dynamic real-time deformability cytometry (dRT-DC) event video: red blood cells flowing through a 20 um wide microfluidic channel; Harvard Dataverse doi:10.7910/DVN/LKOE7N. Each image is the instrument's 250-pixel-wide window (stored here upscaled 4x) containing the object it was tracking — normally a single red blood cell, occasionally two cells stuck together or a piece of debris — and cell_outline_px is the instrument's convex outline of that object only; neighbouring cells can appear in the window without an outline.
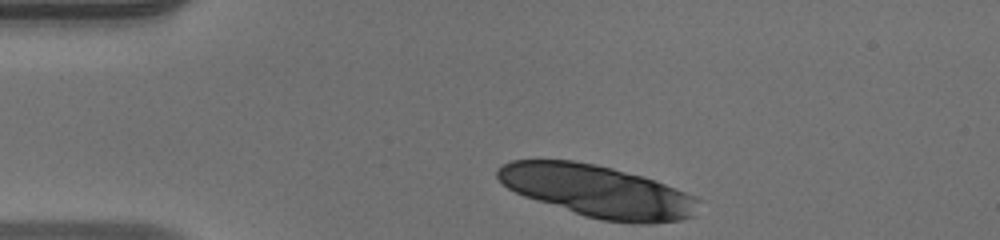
{"species": "human", "species_latin": "Homo sapiens", "temperature_condition": "warm", "stored_images_in_passage": 39, "camera_frame_rate_fps": 3000, "um_per_image_px": 0.085, "donor": {"sex": "male"}, "frame": {"image": 1, "passage_image": 1, "time_ms": 0.0, "image_size_px": [1000, 240], "cell_outline_px": [[700, 200], [696, 216], [680, 220], [652, 224], [640, 224], [600, 220], [584, 216], [524, 196], [508, 188], [496, 176], [496, 168], [512, 160], [572, 160], [596, 164], [644, 176], [684, 192]], "centroid_in_image_um": [50.81, 16.26], "position_along_channel_um": 34.2, "area_um2": 60.98}}
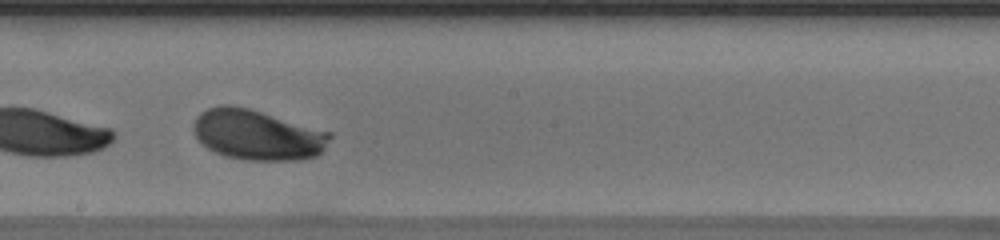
{"frame": {"image": 2, "passage_image": 19, "time_ms": 6.0, "image_size_px": [1000, 240], "cell_outline_px": [[332, 136], [324, 148], [316, 156], [300, 160], [248, 160], [224, 156], [208, 148], [196, 136], [192, 128], [192, 124], [196, 116], [200, 112], [208, 108], [220, 104], [228, 104], [248, 108], [332, 132]], "centroid_in_image_um": [21.86, 11.45], "position_along_channel_um": 226.3, "area_um2": 40.0}}
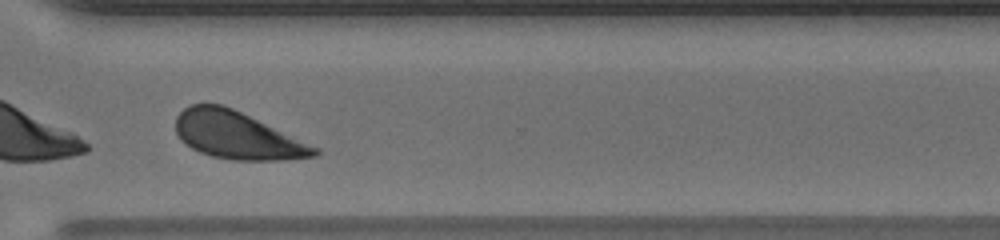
{"frame": {"image": 3, "passage_image": 28, "time_ms": 9.0, "image_size_px": [1000, 240], "cell_outline_px": [[320, 152], [316, 156], [284, 160], [232, 160], [212, 156], [200, 152], [192, 148], [180, 140], [176, 132], [176, 116], [188, 104], [224, 104], [320, 148]], "centroid_in_image_um": [20.16, 11.5], "position_along_channel_um": 350.4, "area_um2": 38.38}, "authors_computed_cell_mechanics": {"area_um2": 39.3618, "velocity_mm_per_s": 4.1324, "shape_relaxation_time_tau1_ms": 2.5006, "shape_relaxation_time_tau2_ms": null, "deformation_change_tau1": 0.1388, "deformation_change_tau2": null}}